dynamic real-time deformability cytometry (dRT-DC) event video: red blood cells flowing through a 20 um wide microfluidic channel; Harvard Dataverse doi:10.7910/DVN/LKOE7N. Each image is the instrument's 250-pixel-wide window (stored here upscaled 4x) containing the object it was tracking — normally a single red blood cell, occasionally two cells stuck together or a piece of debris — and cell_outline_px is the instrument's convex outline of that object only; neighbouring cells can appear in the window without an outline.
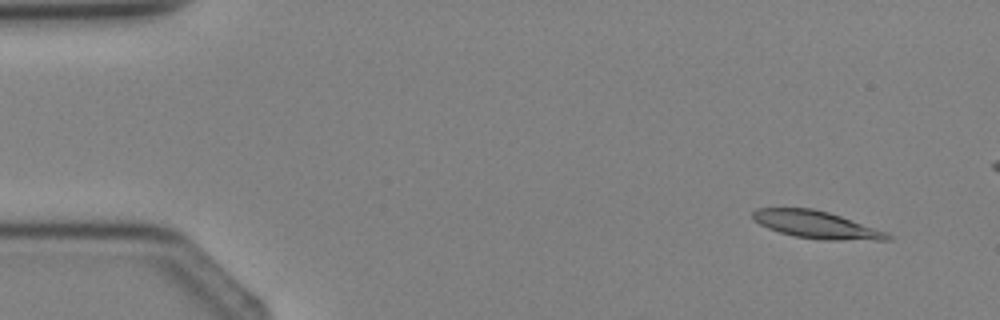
{"species": "Egyptian fruit bat (a non-hibernating species)", "species_latin": "Rousettus aegyptiacus", "temperature_condition": "cold", "stored_images_in_passage": 3, "camera_frame_rate_fps": 3000, "um_per_image_px": 0.085, "animal": {"sex": "female"}, "frame": {"image": 1, "passage_image": 1, "time_ms": 0.0, "image_size_px": [1000, 320], "cell_outline_px": [[892, 240], [824, 240], [796, 236], [780, 232], [768, 228], [752, 220], [752, 212], [756, 208], [812, 208], [828, 212], [888, 232], [892, 236]], "centroid_in_image_um": [69.39, 19.1], "position_along_channel_um": 15.6, "area_um2": 21.44}}